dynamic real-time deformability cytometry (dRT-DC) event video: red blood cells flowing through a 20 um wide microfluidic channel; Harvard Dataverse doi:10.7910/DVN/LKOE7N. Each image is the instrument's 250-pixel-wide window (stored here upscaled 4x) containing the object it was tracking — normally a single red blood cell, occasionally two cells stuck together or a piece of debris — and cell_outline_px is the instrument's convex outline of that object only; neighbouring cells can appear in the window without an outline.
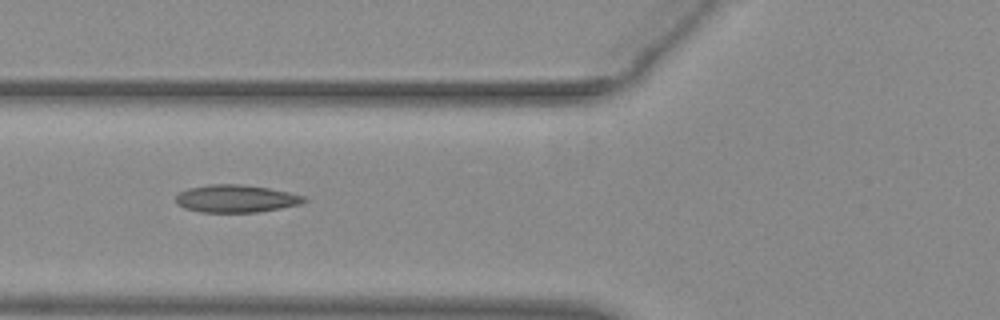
{"species": "common noctule bat (a hibernating species)", "species_latin": "Nyctalus noctula", "temperature_condition": "warm", "stored_images_in_passage": 37, "camera_frame_rate_fps": 3000, "um_per_image_px": 0.085, "animal": {"sex": "female", "body_mass_g": 29.2, "forearm_length_mm": 56.3}, "frame": {"image": 1, "passage_image": 5, "time_ms": 1.333, "image_size_px": [1000, 320], "cell_outline_px": [[308, 200], [300, 204], [280, 208], [256, 212], [200, 212], [184, 208], [176, 204], [176, 196], [180, 192], [188, 188], [208, 184], [244, 184], [268, 188], [288, 192], [304, 196]], "centroid_in_image_um": [20.03, 16.88], "position_along_channel_um": 105.8, "area_um2": 20.63}}
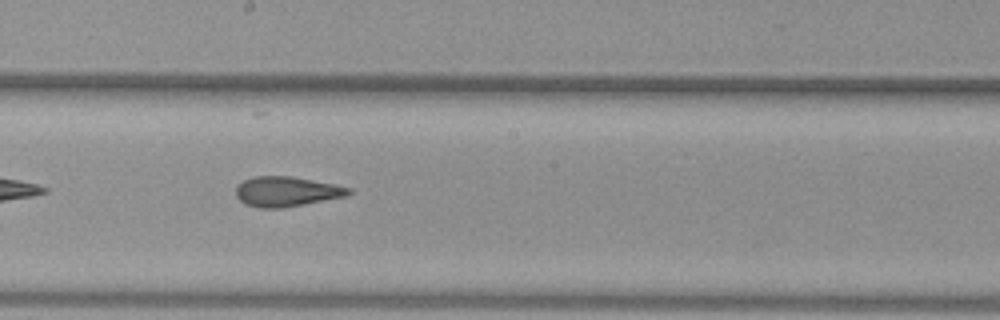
{"frame": {"image": 2, "passage_image": 14, "time_ms": 4.333, "image_size_px": [1000, 320], "cell_outline_px": [[352, 192], [344, 196], [304, 204], [280, 208], [256, 208], [244, 204], [236, 196], [236, 184], [252, 176], [292, 176], [336, 184], [352, 188]], "centroid_in_image_um": [24.32, 16.27], "position_along_channel_um": 223.9, "area_um2": 19.83}}
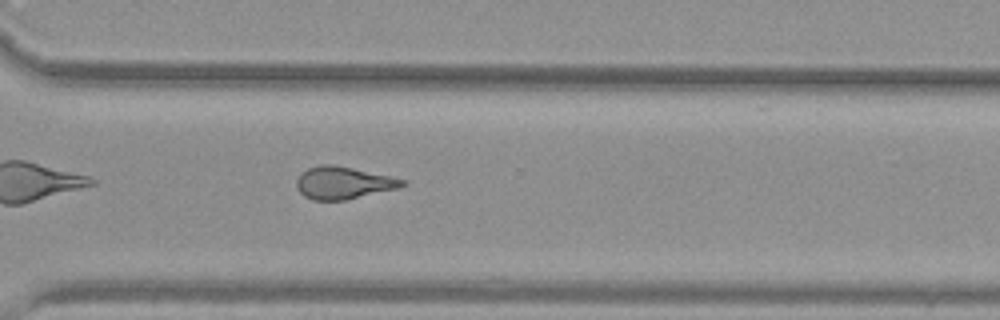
{"frame": {"image": 3, "passage_image": 23, "time_ms": 7.333, "image_size_px": [1000, 320], "cell_outline_px": [[404, 184], [396, 188], [344, 200], [312, 200], [304, 196], [296, 188], [296, 180], [300, 172], [308, 168], [320, 164], [332, 164], [352, 168], [388, 176], [404, 180]], "centroid_in_image_um": [29.07, 15.53], "position_along_channel_um": 341.5, "area_um2": 19.59}, "authors_computed_cell_mechanics": {"area_um2": 19.941, "velocity_mm_per_s": 3.9227, "shape_relaxation_time_tau1_ms": null, "shape_relaxation_time_tau2_ms": 1.8485, "deformation_change_tau1": null, "deformation_change_tau2": 0.1084}}